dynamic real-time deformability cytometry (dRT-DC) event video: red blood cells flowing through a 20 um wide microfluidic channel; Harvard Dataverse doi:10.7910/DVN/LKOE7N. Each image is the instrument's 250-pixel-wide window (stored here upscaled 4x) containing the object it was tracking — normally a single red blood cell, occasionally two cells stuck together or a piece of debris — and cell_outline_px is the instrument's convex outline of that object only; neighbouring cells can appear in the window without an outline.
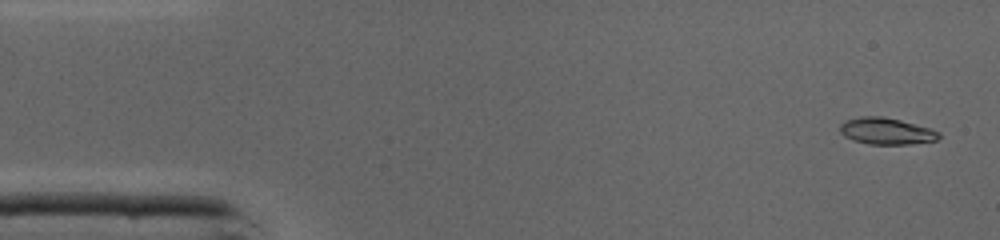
{"species": "common noctule bat (a hibernating species)", "species_latin": "Nyctalus noctula", "temperature_condition": "cold", "stored_images_in_passage": 46, "camera_frame_rate_fps": 3000, "um_per_image_px": 0.085, "animal": {"sex": "male", "body_mass_g": 19.0, "forearm_length_mm": 50.8}, "frame": {"image": 1, "passage_image": 2, "time_ms": 0.333, "image_size_px": [1000, 240], "cell_outline_px": [[940, 136], [936, 140], [908, 144], [868, 144], [852, 140], [844, 136], [840, 132], [840, 124], [844, 120], [860, 116], [884, 116], [932, 128], [940, 132]], "centroid_in_image_um": [75.32, 11.13], "position_along_channel_um": 9.7, "area_um2": 15.49}}
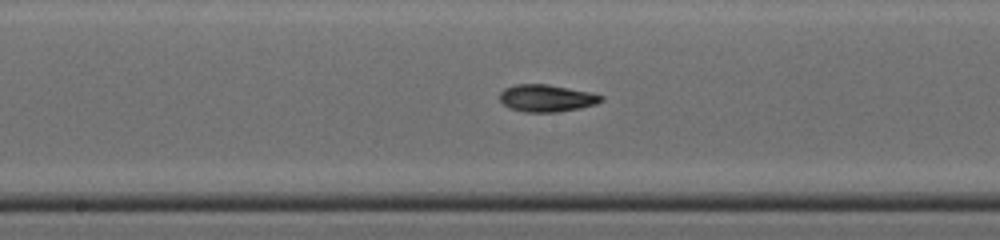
{"frame": {"image": 2, "passage_image": 23, "time_ms": 7.333, "image_size_px": [1000, 240], "cell_outline_px": [[604, 100], [596, 104], [580, 108], [556, 112], [524, 112], [508, 108], [500, 100], [500, 92], [504, 88], [516, 84], [548, 84], [592, 92], [604, 96]], "centroid_in_image_um": [46.47, 8.34], "position_along_channel_um": 201.7, "area_um2": 16.24}}
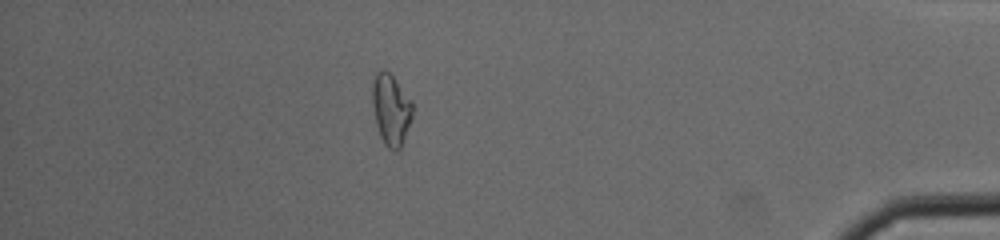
{"frame": {"image": 3, "passage_image": 40, "time_ms": 13.0, "image_size_px": [1000, 240], "cell_outline_px": [[412, 116], [400, 148], [396, 152], [388, 148], [384, 144], [380, 136], [376, 124], [372, 104], [372, 84], [376, 72], [384, 68], [392, 76], [412, 100]], "centroid_in_image_um": [33.21, 9.3], "position_along_channel_um": 402.0, "area_um2": 16.59}, "authors_computed_cell_mechanics": {"area_um2": 15.8372, "velocity_mm_per_s": 4.3754, "shape_relaxation_time_tau1_ms": 1.7633, "shape_relaxation_time_tau2_ms": 4.2163, "deformation_change_tau1": 0.1505, "deformation_change_tau2": 0.1336}}